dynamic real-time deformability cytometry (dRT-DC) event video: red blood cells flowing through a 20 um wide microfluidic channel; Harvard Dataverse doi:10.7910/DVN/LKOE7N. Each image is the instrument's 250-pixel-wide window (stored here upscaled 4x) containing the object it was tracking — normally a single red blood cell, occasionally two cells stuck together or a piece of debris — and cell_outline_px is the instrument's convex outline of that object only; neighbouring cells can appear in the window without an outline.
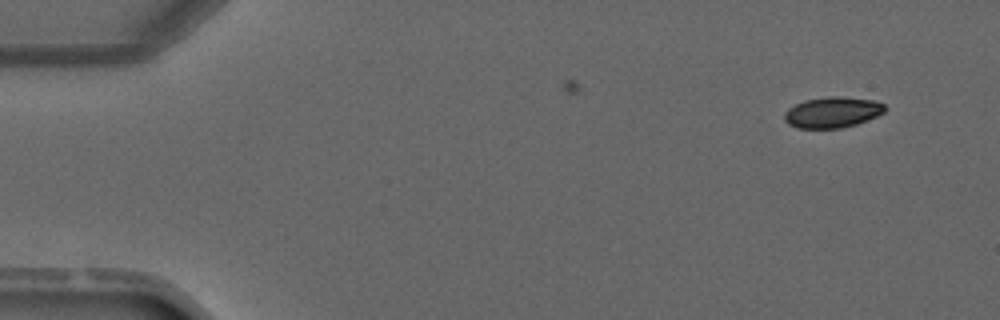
{"species": "common noctule bat (a hibernating species)", "species_latin": "Nyctalus noctula", "temperature_condition": "warm", "stored_images_in_passage": 2, "camera_frame_rate_fps": 3000, "um_per_image_px": 0.085, "animal": {"sex": "male", "forearm_length_mm": 52.5}, "frame": {"image": 1, "passage_image": 2, "time_ms": 1.333, "image_size_px": [1000, 320], "cell_outline_px": [[888, 108], [884, 112], [876, 116], [856, 124], [840, 128], [800, 128], [788, 124], [784, 120], [784, 112], [788, 108], [804, 100], [828, 96], [840, 96], [872, 100], [884, 104]], "centroid_in_image_um": [70.74, 9.54], "position_along_channel_um": 14.3, "area_um2": 18.03}}